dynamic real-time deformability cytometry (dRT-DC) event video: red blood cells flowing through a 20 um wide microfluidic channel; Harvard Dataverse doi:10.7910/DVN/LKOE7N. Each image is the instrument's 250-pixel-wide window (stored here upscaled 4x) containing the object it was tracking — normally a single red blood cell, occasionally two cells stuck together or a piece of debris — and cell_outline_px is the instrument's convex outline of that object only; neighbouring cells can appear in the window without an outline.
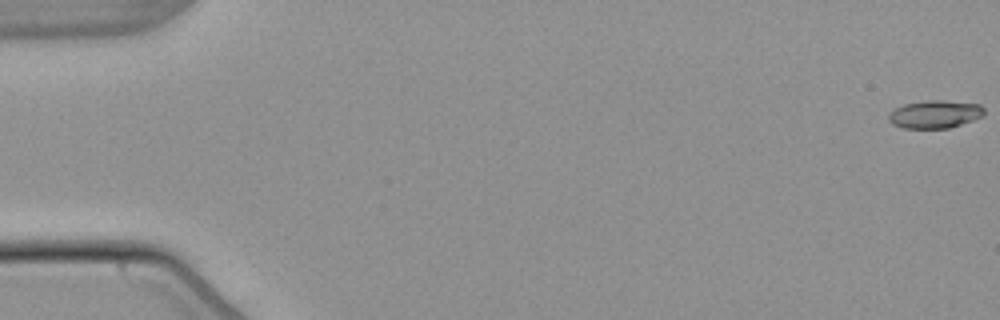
{"species": "common noctule bat (a hibernating species)", "species_latin": "Nyctalus noctula", "temperature_condition": "warm", "stored_images_in_passage": 55, "camera_frame_rate_fps": 3000, "um_per_image_px": 0.085, "animal": {"sex": "male", "body_mass_g": 21.5, "forearm_length_mm": 52.0}, "frame": {"image": 1, "passage_image": 1, "time_ms": 0.0, "image_size_px": [1000, 320], "cell_outline_px": [[984, 112], [980, 116], [972, 120], [948, 128], [904, 128], [892, 124], [888, 120], [888, 116], [896, 108], [904, 104], [928, 100], [944, 100], [980, 104], [984, 108]], "centroid_in_image_um": [79.45, 9.7], "position_along_channel_um": 5.5, "area_um2": 15.32}}
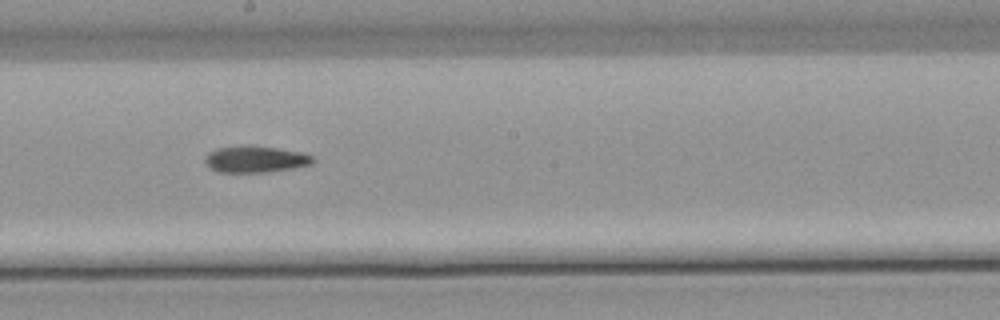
{"frame": {"image": 2, "passage_image": 31, "time_ms": 10.0, "image_size_px": [1000, 320], "cell_outline_px": [[316, 160], [312, 164], [292, 168], [268, 172], [216, 172], [204, 164], [204, 156], [208, 152], [216, 148], [244, 144], [276, 148], [300, 152], [312, 156]], "centroid_in_image_um": [21.64, 13.52], "position_along_channel_um": 226.6, "area_um2": 16.99}}
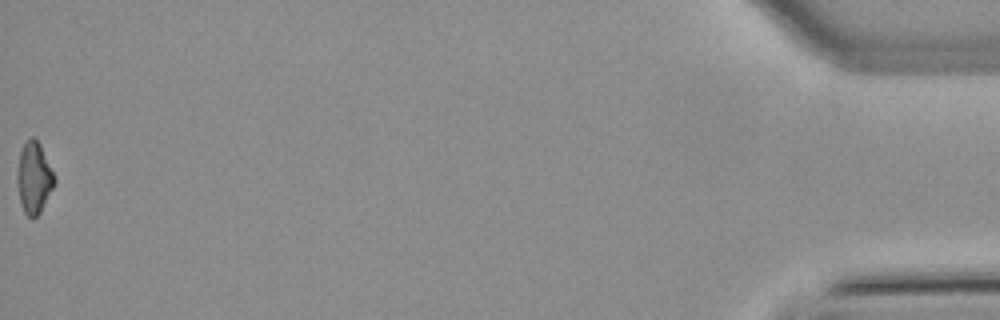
{"frame": {"image": 3, "passage_image": 55, "time_ms": 18.0, "image_size_px": [1000, 320], "cell_outline_px": [[56, 184], [40, 212], [32, 220], [24, 212], [20, 204], [16, 180], [16, 176], [20, 152], [24, 144], [32, 136], [40, 144], [56, 176]], "centroid_in_image_um": [2.9, 15.15], "position_along_channel_um": 432.3, "area_um2": 15.72}}